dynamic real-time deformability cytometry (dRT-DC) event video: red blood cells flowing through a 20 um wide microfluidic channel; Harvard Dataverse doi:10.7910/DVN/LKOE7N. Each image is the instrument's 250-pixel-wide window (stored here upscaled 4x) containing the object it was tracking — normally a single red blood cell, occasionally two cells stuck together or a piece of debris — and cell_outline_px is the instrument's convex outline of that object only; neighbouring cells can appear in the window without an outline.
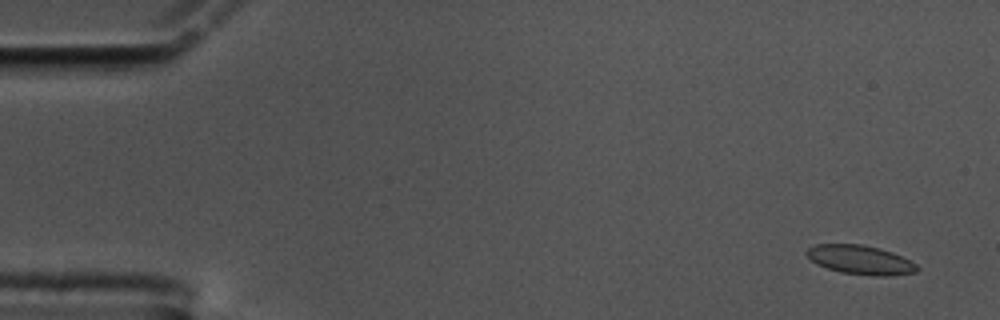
{"species": "common noctule bat (a hibernating species)", "species_latin": "Nyctalus noctula", "temperature_condition": "cold", "stored_images_in_passage": 59, "camera_frame_rate_fps": 3000, "um_per_image_px": 0.085, "animal": {"sex": "male", "body_mass_g": 17.5, "forearm_length_mm": 52.3}, "frame": {"image": 1, "passage_image": 4, "time_ms": 1.0, "image_size_px": [1000, 320], "cell_outline_px": [[920, 268], [916, 272], [888, 276], [872, 276], [840, 272], [816, 264], [804, 252], [808, 248], [816, 244], [860, 244], [880, 248], [892, 252], [916, 264]], "centroid_in_image_um": [73.12, 22.09], "position_along_channel_um": 11.9, "area_um2": 18.67}}
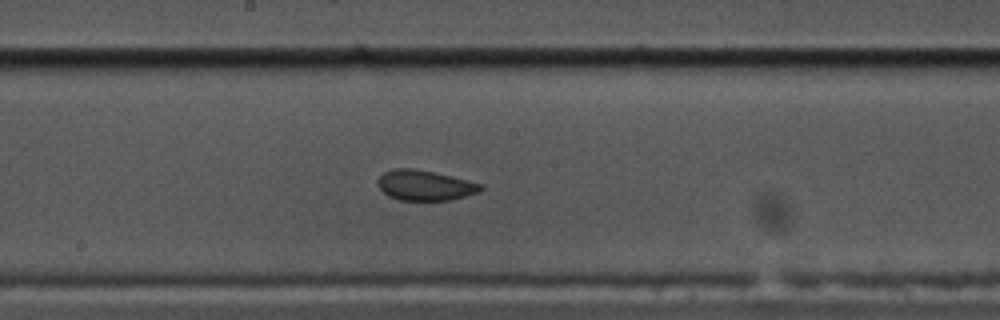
{"frame": {"image": 2, "passage_image": 32, "time_ms": 10.333, "image_size_px": [1000, 320], "cell_outline_px": [[484, 188], [480, 192], [448, 200], [400, 200], [388, 196], [380, 188], [380, 176], [384, 172], [392, 168], [412, 168], [432, 172], [484, 184]], "centroid_in_image_um": [36.14, 15.75], "position_along_channel_um": 212.1, "area_um2": 17.86}}
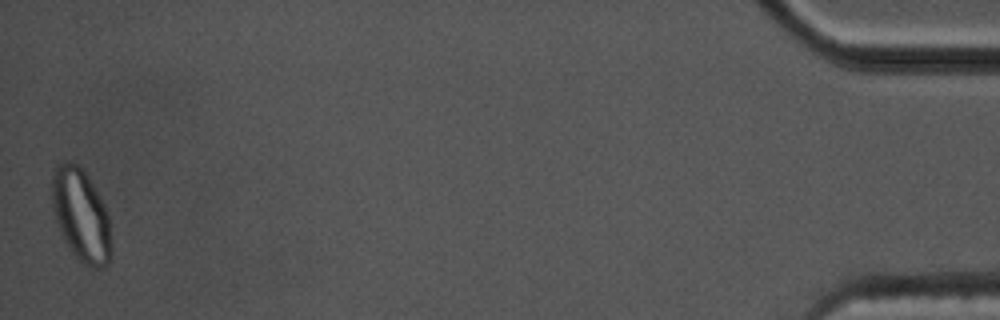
{"frame": {"image": 3, "passage_image": 59, "time_ms": 19.333, "image_size_px": [1000, 320], "cell_outline_px": [[112, 260], [104, 268], [92, 268], [84, 264], [72, 252], [64, 240], [56, 220], [52, 208], [52, 176], [56, 164], [64, 160], [76, 164], [84, 172], [92, 184], [104, 204], [108, 216], [112, 248]], "centroid_in_image_um": [6.9, 18.33], "position_along_channel_um": 428.3, "area_um2": 32.02}}